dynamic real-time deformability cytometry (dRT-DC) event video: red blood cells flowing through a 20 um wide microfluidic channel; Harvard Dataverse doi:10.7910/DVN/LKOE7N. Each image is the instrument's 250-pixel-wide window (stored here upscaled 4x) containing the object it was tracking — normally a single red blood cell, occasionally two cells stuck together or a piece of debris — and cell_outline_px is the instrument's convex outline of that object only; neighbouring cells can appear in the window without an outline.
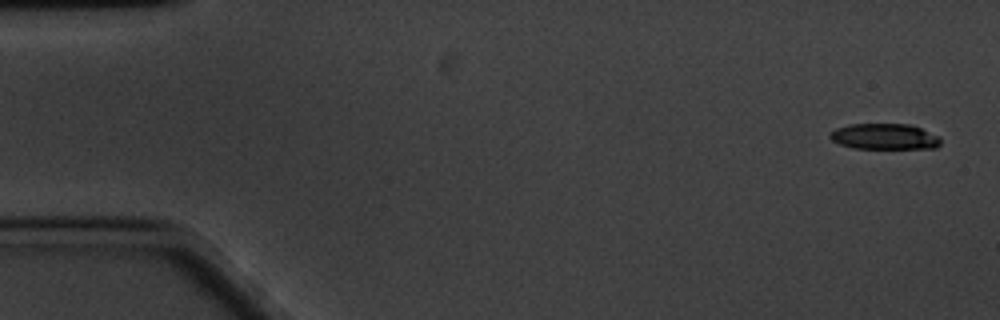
{"species": "common noctule bat (a hibernating species)", "species_latin": "Nyctalus noctula", "temperature_condition": "cold", "stored_images_in_passage": 59, "camera_frame_rate_fps": 3000, "um_per_image_px": 0.085, "animal": {"sex": "male", "body_mass_g": 20.1, "forearm_length_mm": 53.5}, "frame": {"image": 1, "passage_image": 1, "time_ms": 0.0, "image_size_px": [1000, 320], "cell_outline_px": [[940, 144], [936, 148], [856, 148], [840, 144], [832, 140], [828, 136], [836, 128], [848, 124], [908, 124], [920, 128], [940, 136]], "centroid_in_image_um": [75.19, 11.6], "position_along_channel_um": 9.8, "area_um2": 16.53}}
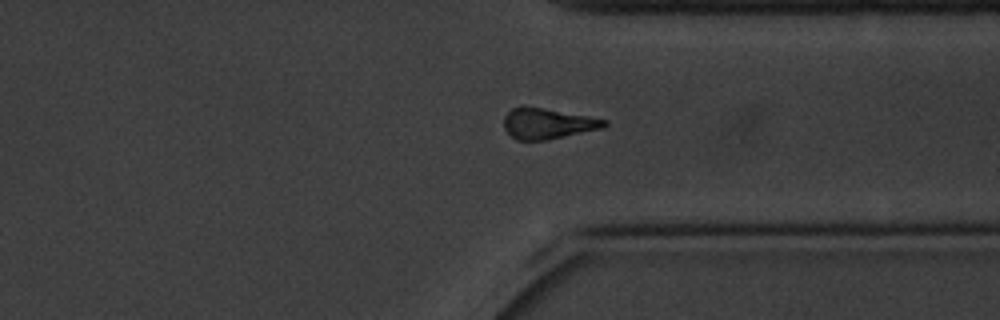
{"frame": {"image": 2, "passage_image": 44, "time_ms": 14.333, "image_size_px": [1000, 320], "cell_outline_px": [[608, 124], [600, 128], [548, 140], [516, 140], [504, 128], [504, 116], [512, 108], [520, 104], [544, 108], [588, 116], [608, 120]], "centroid_in_image_um": [46.5, 10.48], "position_along_channel_um": 364.9, "area_um2": 17.98}}
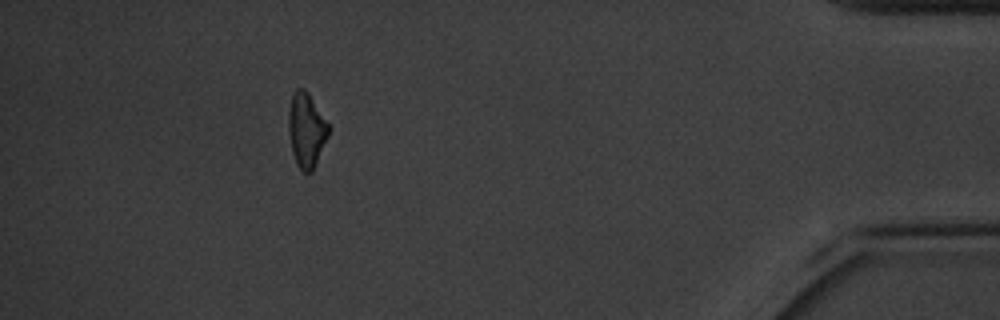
{"frame": {"image": 3, "passage_image": 53, "time_ms": 17.333, "image_size_px": [1000, 320], "cell_outline_px": [[332, 128], [316, 164], [312, 172], [304, 172], [296, 164], [292, 152], [288, 128], [288, 112], [292, 96], [296, 88], [304, 88], [308, 92]], "centroid_in_image_um": [26.06, 11.05], "position_along_channel_um": 409.1, "area_um2": 17.57}, "authors_computed_cell_mechanics": {"area_um2": 17.9758, "velocity_mm_per_s": 3.3206, "shape_relaxation_time_tau1_ms": 3.2171, "shape_relaxation_time_tau2_ms": null, "deformation_change_tau1": 0.1062, "deformation_change_tau2": null}}